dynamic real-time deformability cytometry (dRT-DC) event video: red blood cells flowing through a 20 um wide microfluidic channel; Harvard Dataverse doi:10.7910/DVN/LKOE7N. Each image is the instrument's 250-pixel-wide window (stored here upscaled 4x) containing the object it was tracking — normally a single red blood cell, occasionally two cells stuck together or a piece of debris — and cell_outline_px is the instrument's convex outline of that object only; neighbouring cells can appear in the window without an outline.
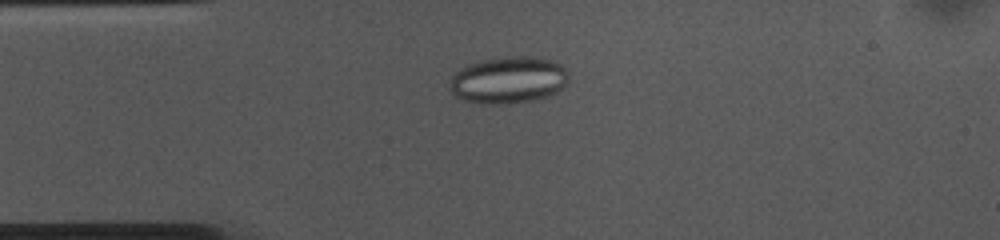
{"species": "common noctule bat (a hibernating species)", "species_latin": "Nyctalus noctula", "temperature_condition": "cold", "stored_images_in_passage": 54, "camera_frame_rate_fps": 3000, "um_per_image_px": 0.085, "animal": {"sex": "female", "body_mass_g": 10.0, "forearm_length_mm": 53.1}, "frame": {"image": 1, "passage_image": 12, "time_ms": 3.667, "image_size_px": [1000, 240], "cell_outline_px": [[568, 80], [552, 96], [532, 100], [508, 104], [480, 104], [464, 100], [456, 96], [448, 88], [452, 76], [460, 68], [468, 64], [480, 60], [500, 56], [536, 56], [552, 60], [560, 64], [568, 72]], "centroid_in_image_um": [43.2, 6.79], "position_along_channel_um": 41.8, "area_um2": 32.95}}
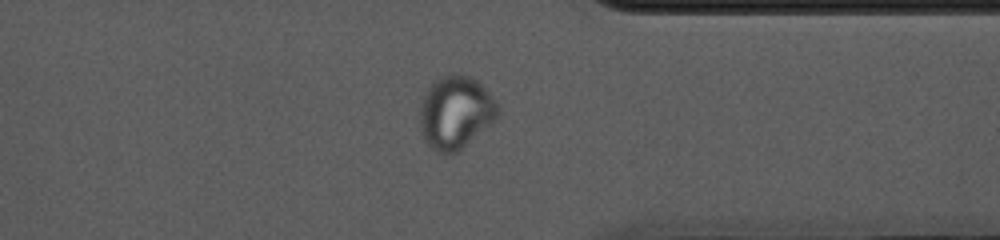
{"frame": {"image": 2, "passage_image": 41, "time_ms": 13.333, "image_size_px": [1000, 240], "cell_outline_px": [[500, 108], [496, 116], [488, 124], [456, 152], [448, 156], [444, 156], [436, 152], [424, 140], [420, 128], [420, 108], [424, 96], [432, 80], [440, 76], [456, 72], [468, 76], [476, 80], [496, 100]], "centroid_in_image_um": [38.67, 9.53], "position_along_channel_um": 372.7, "area_um2": 32.89}}
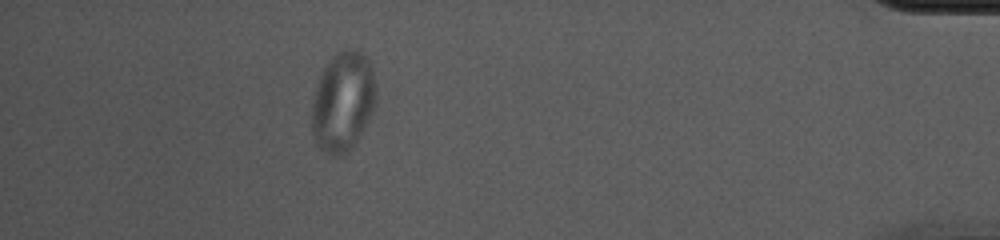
{"frame": {"image": 3, "passage_image": 48, "time_ms": 15.667, "image_size_px": [1000, 240], "cell_outline_px": [[376, 104], [360, 136], [344, 156], [332, 156], [320, 148], [316, 144], [312, 132], [312, 100], [316, 84], [320, 72], [324, 64], [336, 52], [344, 48], [356, 48], [364, 52], [372, 64], [376, 88]], "centroid_in_image_um": [29.15, 8.58], "position_along_channel_um": 406.0, "area_um2": 38.26}}